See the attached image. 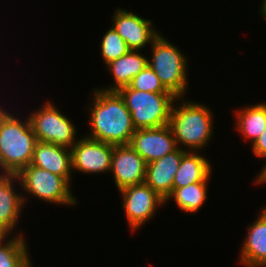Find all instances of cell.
Returning <instances> with one entry per match:
<instances>
[{
    "label": "cell",
    "mask_w": 266,
    "mask_h": 267,
    "mask_svg": "<svg viewBox=\"0 0 266 267\" xmlns=\"http://www.w3.org/2000/svg\"><path fill=\"white\" fill-rule=\"evenodd\" d=\"M266 161V158L265 160ZM257 177L254 178L255 185H261L266 183V162L263 164V167L261 168V171L256 174Z\"/></svg>",
    "instance_id": "obj_25"
},
{
    "label": "cell",
    "mask_w": 266,
    "mask_h": 267,
    "mask_svg": "<svg viewBox=\"0 0 266 267\" xmlns=\"http://www.w3.org/2000/svg\"><path fill=\"white\" fill-rule=\"evenodd\" d=\"M262 1V3L260 4L261 6H260V12H259V14L262 16V18L264 19V20H266V0H261Z\"/></svg>",
    "instance_id": "obj_26"
},
{
    "label": "cell",
    "mask_w": 266,
    "mask_h": 267,
    "mask_svg": "<svg viewBox=\"0 0 266 267\" xmlns=\"http://www.w3.org/2000/svg\"><path fill=\"white\" fill-rule=\"evenodd\" d=\"M14 114L0 106V174H18L30 165L38 141L29 117Z\"/></svg>",
    "instance_id": "obj_3"
},
{
    "label": "cell",
    "mask_w": 266,
    "mask_h": 267,
    "mask_svg": "<svg viewBox=\"0 0 266 267\" xmlns=\"http://www.w3.org/2000/svg\"><path fill=\"white\" fill-rule=\"evenodd\" d=\"M90 101L86 110L90 131L85 136L114 146L130 144L136 129L119 92L95 88Z\"/></svg>",
    "instance_id": "obj_1"
},
{
    "label": "cell",
    "mask_w": 266,
    "mask_h": 267,
    "mask_svg": "<svg viewBox=\"0 0 266 267\" xmlns=\"http://www.w3.org/2000/svg\"><path fill=\"white\" fill-rule=\"evenodd\" d=\"M20 191L24 204L28 195L40 201L63 206H76L77 197L73 195L71 184L62 176L40 169L33 165L23 168L18 174ZM26 194V195H25Z\"/></svg>",
    "instance_id": "obj_6"
},
{
    "label": "cell",
    "mask_w": 266,
    "mask_h": 267,
    "mask_svg": "<svg viewBox=\"0 0 266 267\" xmlns=\"http://www.w3.org/2000/svg\"><path fill=\"white\" fill-rule=\"evenodd\" d=\"M16 185H20L17 174H0V235H11L19 225L20 215L24 209V202L20 191L16 192Z\"/></svg>",
    "instance_id": "obj_13"
},
{
    "label": "cell",
    "mask_w": 266,
    "mask_h": 267,
    "mask_svg": "<svg viewBox=\"0 0 266 267\" xmlns=\"http://www.w3.org/2000/svg\"><path fill=\"white\" fill-rule=\"evenodd\" d=\"M147 65L148 58L146 55H142V51L130 50L127 54L106 65L107 71L114 79L113 84L99 89L118 91L120 88L128 86L132 79Z\"/></svg>",
    "instance_id": "obj_17"
},
{
    "label": "cell",
    "mask_w": 266,
    "mask_h": 267,
    "mask_svg": "<svg viewBox=\"0 0 266 267\" xmlns=\"http://www.w3.org/2000/svg\"><path fill=\"white\" fill-rule=\"evenodd\" d=\"M251 147L250 150L255 157L263 158V160L266 158V128Z\"/></svg>",
    "instance_id": "obj_24"
},
{
    "label": "cell",
    "mask_w": 266,
    "mask_h": 267,
    "mask_svg": "<svg viewBox=\"0 0 266 267\" xmlns=\"http://www.w3.org/2000/svg\"><path fill=\"white\" fill-rule=\"evenodd\" d=\"M31 165L64 177L72 186L71 148L37 141Z\"/></svg>",
    "instance_id": "obj_15"
},
{
    "label": "cell",
    "mask_w": 266,
    "mask_h": 267,
    "mask_svg": "<svg viewBox=\"0 0 266 267\" xmlns=\"http://www.w3.org/2000/svg\"><path fill=\"white\" fill-rule=\"evenodd\" d=\"M130 146L147 164L164 157L178 148L169 125L135 130Z\"/></svg>",
    "instance_id": "obj_12"
},
{
    "label": "cell",
    "mask_w": 266,
    "mask_h": 267,
    "mask_svg": "<svg viewBox=\"0 0 266 267\" xmlns=\"http://www.w3.org/2000/svg\"><path fill=\"white\" fill-rule=\"evenodd\" d=\"M178 101L180 105L176 103ZM173 104L169 127L177 146L184 151L202 153L201 150L206 149L214 135L213 110L201 102L196 103L184 97L176 98Z\"/></svg>",
    "instance_id": "obj_2"
},
{
    "label": "cell",
    "mask_w": 266,
    "mask_h": 267,
    "mask_svg": "<svg viewBox=\"0 0 266 267\" xmlns=\"http://www.w3.org/2000/svg\"><path fill=\"white\" fill-rule=\"evenodd\" d=\"M128 227L134 233L155 217L165 200L145 182L119 190Z\"/></svg>",
    "instance_id": "obj_8"
},
{
    "label": "cell",
    "mask_w": 266,
    "mask_h": 267,
    "mask_svg": "<svg viewBox=\"0 0 266 267\" xmlns=\"http://www.w3.org/2000/svg\"><path fill=\"white\" fill-rule=\"evenodd\" d=\"M185 152L178 147L175 151L147 164L145 183L164 200L173 191L175 174Z\"/></svg>",
    "instance_id": "obj_14"
},
{
    "label": "cell",
    "mask_w": 266,
    "mask_h": 267,
    "mask_svg": "<svg viewBox=\"0 0 266 267\" xmlns=\"http://www.w3.org/2000/svg\"><path fill=\"white\" fill-rule=\"evenodd\" d=\"M259 213L248 225L240 249L238 262L246 267H266V206Z\"/></svg>",
    "instance_id": "obj_16"
},
{
    "label": "cell",
    "mask_w": 266,
    "mask_h": 267,
    "mask_svg": "<svg viewBox=\"0 0 266 267\" xmlns=\"http://www.w3.org/2000/svg\"><path fill=\"white\" fill-rule=\"evenodd\" d=\"M47 101L28 114L37 140L72 148L78 141L76 126L53 102Z\"/></svg>",
    "instance_id": "obj_7"
},
{
    "label": "cell",
    "mask_w": 266,
    "mask_h": 267,
    "mask_svg": "<svg viewBox=\"0 0 266 267\" xmlns=\"http://www.w3.org/2000/svg\"><path fill=\"white\" fill-rule=\"evenodd\" d=\"M100 41L99 48L106 65L130 51L125 40L117 33L113 26H110V29L105 32Z\"/></svg>",
    "instance_id": "obj_22"
},
{
    "label": "cell",
    "mask_w": 266,
    "mask_h": 267,
    "mask_svg": "<svg viewBox=\"0 0 266 267\" xmlns=\"http://www.w3.org/2000/svg\"><path fill=\"white\" fill-rule=\"evenodd\" d=\"M234 112L238 133L252 145L266 128V103L245 105Z\"/></svg>",
    "instance_id": "obj_19"
},
{
    "label": "cell",
    "mask_w": 266,
    "mask_h": 267,
    "mask_svg": "<svg viewBox=\"0 0 266 267\" xmlns=\"http://www.w3.org/2000/svg\"><path fill=\"white\" fill-rule=\"evenodd\" d=\"M206 155L186 151L175 174L173 188H181L196 182H209L213 173V164Z\"/></svg>",
    "instance_id": "obj_18"
},
{
    "label": "cell",
    "mask_w": 266,
    "mask_h": 267,
    "mask_svg": "<svg viewBox=\"0 0 266 267\" xmlns=\"http://www.w3.org/2000/svg\"><path fill=\"white\" fill-rule=\"evenodd\" d=\"M33 261L31 260L26 266H24V267H33V263H32Z\"/></svg>",
    "instance_id": "obj_27"
},
{
    "label": "cell",
    "mask_w": 266,
    "mask_h": 267,
    "mask_svg": "<svg viewBox=\"0 0 266 267\" xmlns=\"http://www.w3.org/2000/svg\"><path fill=\"white\" fill-rule=\"evenodd\" d=\"M130 111L137 129L169 125L172 106L177 97L172 93H154L132 89L129 85L118 90Z\"/></svg>",
    "instance_id": "obj_5"
},
{
    "label": "cell",
    "mask_w": 266,
    "mask_h": 267,
    "mask_svg": "<svg viewBox=\"0 0 266 267\" xmlns=\"http://www.w3.org/2000/svg\"><path fill=\"white\" fill-rule=\"evenodd\" d=\"M209 182H196L181 188H173L171 194L166 198L168 201H175L181 211L186 213H199L207 200Z\"/></svg>",
    "instance_id": "obj_21"
},
{
    "label": "cell",
    "mask_w": 266,
    "mask_h": 267,
    "mask_svg": "<svg viewBox=\"0 0 266 267\" xmlns=\"http://www.w3.org/2000/svg\"><path fill=\"white\" fill-rule=\"evenodd\" d=\"M71 148L72 171L79 174H102L110 172L113 145L86 137H78Z\"/></svg>",
    "instance_id": "obj_9"
},
{
    "label": "cell",
    "mask_w": 266,
    "mask_h": 267,
    "mask_svg": "<svg viewBox=\"0 0 266 267\" xmlns=\"http://www.w3.org/2000/svg\"><path fill=\"white\" fill-rule=\"evenodd\" d=\"M16 232L11 237L0 235V267H24L31 261L23 231Z\"/></svg>",
    "instance_id": "obj_20"
},
{
    "label": "cell",
    "mask_w": 266,
    "mask_h": 267,
    "mask_svg": "<svg viewBox=\"0 0 266 267\" xmlns=\"http://www.w3.org/2000/svg\"><path fill=\"white\" fill-rule=\"evenodd\" d=\"M148 65L165 89L175 97H185L188 90V59L179 47L161 33L153 40Z\"/></svg>",
    "instance_id": "obj_4"
},
{
    "label": "cell",
    "mask_w": 266,
    "mask_h": 267,
    "mask_svg": "<svg viewBox=\"0 0 266 267\" xmlns=\"http://www.w3.org/2000/svg\"><path fill=\"white\" fill-rule=\"evenodd\" d=\"M129 86L132 89L154 92V93H171L165 89L163 84L160 82L159 77L147 65L143 70H141L131 81Z\"/></svg>",
    "instance_id": "obj_23"
},
{
    "label": "cell",
    "mask_w": 266,
    "mask_h": 267,
    "mask_svg": "<svg viewBox=\"0 0 266 267\" xmlns=\"http://www.w3.org/2000/svg\"><path fill=\"white\" fill-rule=\"evenodd\" d=\"M146 161L128 145H113L111 170L117 190L145 182Z\"/></svg>",
    "instance_id": "obj_11"
},
{
    "label": "cell",
    "mask_w": 266,
    "mask_h": 267,
    "mask_svg": "<svg viewBox=\"0 0 266 267\" xmlns=\"http://www.w3.org/2000/svg\"><path fill=\"white\" fill-rule=\"evenodd\" d=\"M112 26L125 40L130 50L141 51L160 34L152 20L139 16L132 11L117 7L112 17Z\"/></svg>",
    "instance_id": "obj_10"
}]
</instances>
